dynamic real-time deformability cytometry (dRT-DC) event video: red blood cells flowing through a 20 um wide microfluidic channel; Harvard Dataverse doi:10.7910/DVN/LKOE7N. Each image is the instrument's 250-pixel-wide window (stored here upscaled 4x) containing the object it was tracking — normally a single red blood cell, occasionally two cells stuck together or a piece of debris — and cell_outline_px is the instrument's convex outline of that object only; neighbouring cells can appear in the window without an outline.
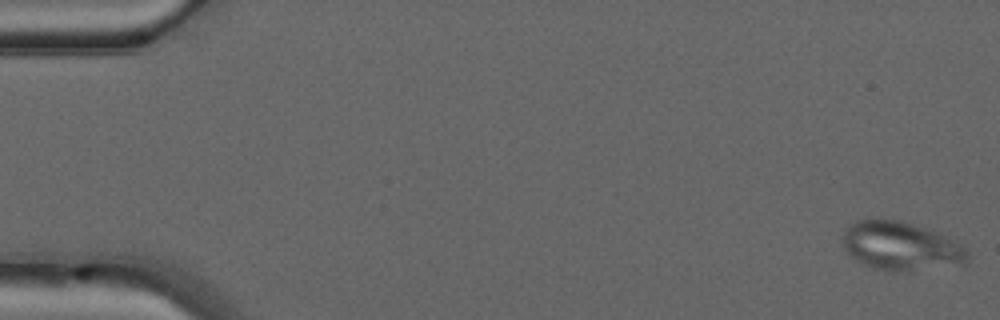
{"species": "common noctule bat (a hibernating species)", "species_latin": "Nyctalus noctula", "temperature_condition": "warm", "stored_images_in_passage": 48, "camera_frame_rate_fps": 3000, "um_per_image_px": 0.085, "animal": {"sex": "male", "forearm_length_mm": 52.5}, "frame": {"image": 1, "passage_image": 1, "time_ms": 0.0, "image_size_px": [1000, 320], "cell_outline_px": [[968, 256], [964, 264], [908, 272], [884, 272], [872, 268], [856, 260], [844, 248], [844, 232], [848, 224], [856, 220], [896, 220], [912, 224], [936, 232], [956, 240], [968, 248]], "centroid_in_image_um": [76.6, 20.95], "position_along_channel_um": 8.4, "area_um2": 35.6}}
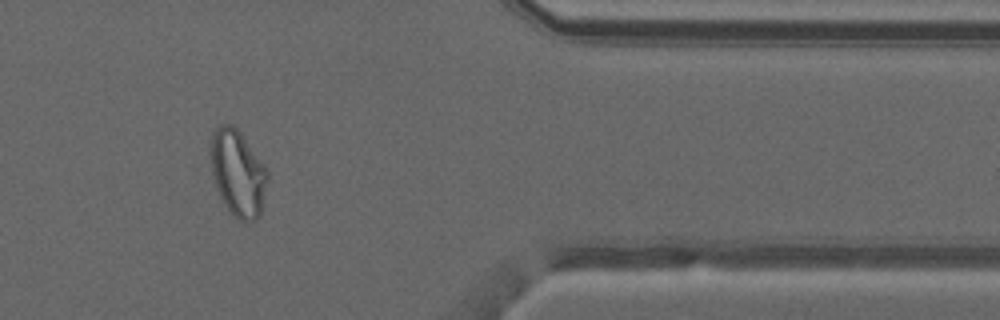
{"frame": {"image": 2, "passage_image": 41, "time_ms": 13.333, "image_size_px": [1000, 320], "cell_outline_px": [[268, 180], [260, 216], [256, 220], [240, 220], [224, 204], [220, 196], [212, 172], [212, 136], [216, 128], [220, 124], [232, 124], [240, 132], [264, 164], [268, 172]], "centroid_in_image_um": [20.25, 14.71], "position_along_channel_um": 391.1, "area_um2": 27.98}, "authors_computed_cell_mechanics": {"area_um2": 29.3335, "velocity_mm_per_s": 4.1543, "shape_relaxation_time_tau1_ms": null, "shape_relaxation_time_tau2_ms": 0.7083, "deformation_change_tau1": null, "deformation_change_tau2": 0.0636}}